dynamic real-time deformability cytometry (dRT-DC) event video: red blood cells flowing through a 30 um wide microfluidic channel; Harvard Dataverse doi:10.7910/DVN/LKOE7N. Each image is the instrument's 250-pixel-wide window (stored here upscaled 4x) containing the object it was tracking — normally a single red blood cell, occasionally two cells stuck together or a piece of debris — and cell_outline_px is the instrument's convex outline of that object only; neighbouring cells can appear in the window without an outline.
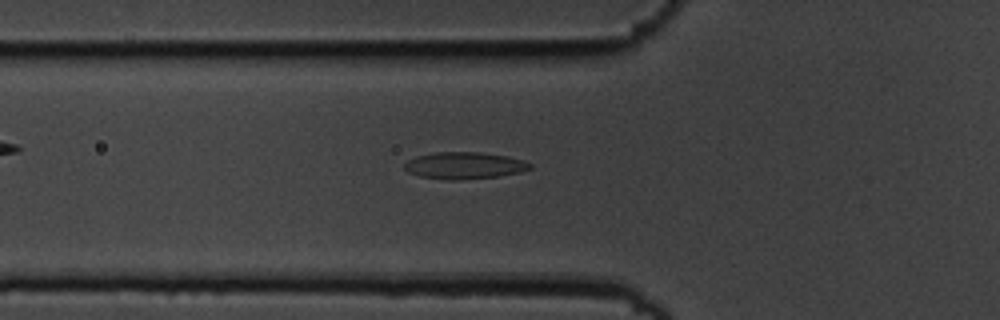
{"species": "common noctule bat (a hibernating species)", "species_latin": "Nyctalus noctula", "temperature_condition": "cold", "stored_images_in_passage": 55, "camera_frame_rate_fps": 3000, "um_per_image_px": 0.085, "animal": {"sex": "male", "body_mass_g": 19.5, "forearm_length_mm": 54.6}, "frame": {"image": 1, "passage_image": 19, "time_ms": 6.0, "image_size_px": [1000, 320], "cell_outline_px": [[532, 168], [520, 172], [496, 176], [460, 180], [448, 180], [420, 176], [408, 172], [404, 168], [404, 164], [408, 160], [416, 156], [436, 152], [480, 152], [508, 156], [524, 160], [532, 164]], "centroid_in_image_um": [39.48, 14.06], "position_along_channel_um": 86.3, "area_um2": 19.65}}
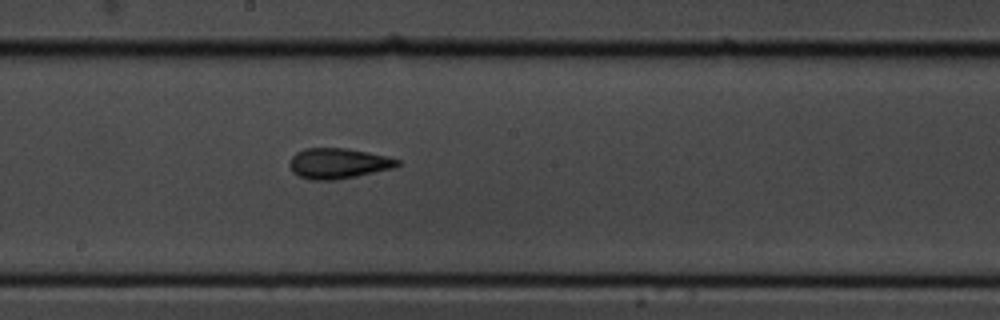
{"frame": {"image": 2, "passage_image": 30, "time_ms": 9.667, "image_size_px": [1000, 320], "cell_outline_px": [[400, 164], [396, 168], [336, 180], [312, 180], [300, 176], [292, 172], [288, 164], [292, 156], [296, 152], [304, 148], [348, 148], [388, 156], [400, 160]], "centroid_in_image_um": [28.76, 13.88], "position_along_channel_um": 219.4, "area_um2": 19.36}}
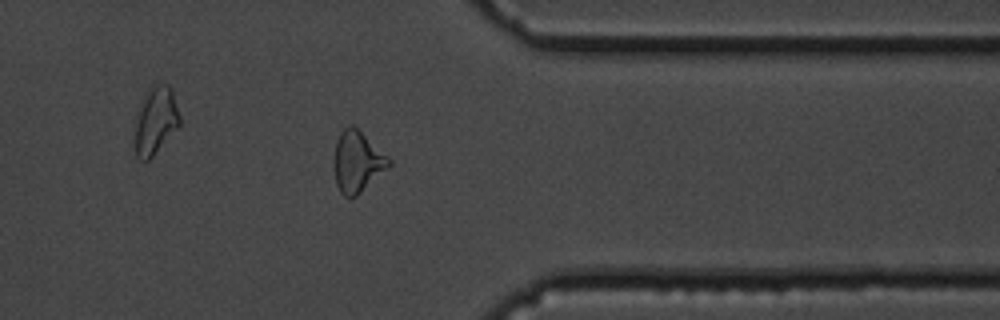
{"frame": {"image": 3, "passage_image": 44, "time_ms": 14.333, "image_size_px": [1000, 320], "cell_outline_px": [[392, 164], [356, 196], [344, 196], [340, 192], [336, 184], [332, 168], [332, 160], [336, 140], [340, 132], [348, 124], [352, 124], [388, 156], [392, 160]], "centroid_in_image_um": [30.32, 13.73], "position_along_channel_um": 381.1, "area_um2": 19.71}, "authors_computed_cell_mechanics": {"area_um2": 19.3052, "velocity_mm_per_s": 3.6175, "shape_relaxation_time_tau1_ms": null, "shape_relaxation_time_tau2_ms": 3.4868, "deformation_change_tau1": null, "deformation_change_tau2": 0.1279}}